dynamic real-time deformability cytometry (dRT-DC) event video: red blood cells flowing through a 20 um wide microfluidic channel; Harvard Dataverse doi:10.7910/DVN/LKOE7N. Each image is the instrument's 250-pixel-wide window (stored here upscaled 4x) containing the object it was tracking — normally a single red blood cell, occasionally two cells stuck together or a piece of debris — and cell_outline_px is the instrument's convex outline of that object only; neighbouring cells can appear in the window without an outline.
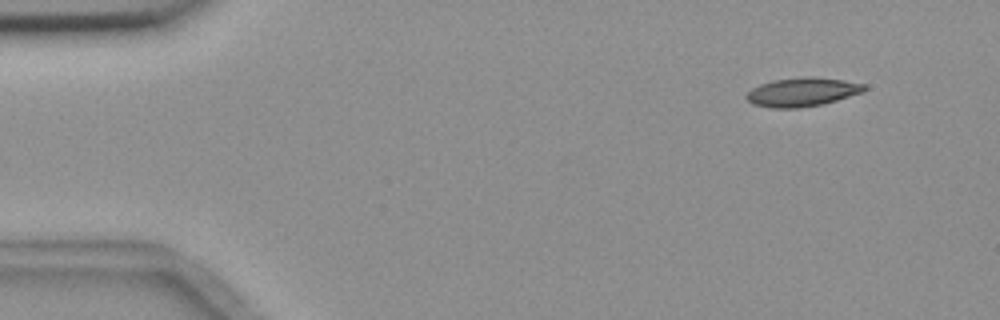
{"species": "common noctule bat (a hibernating species)", "species_latin": "Nyctalus noctula", "temperature_condition": "room temperature", "stored_images_in_passage": 4, "camera_frame_rate_fps": 3000, "um_per_image_px": 0.085, "animal": {"sex": "female", "body_mass_g": 18.4}, "frame": {"image": 1, "passage_image": 1, "time_ms": 0.0, "image_size_px": [1000, 320], "cell_outline_px": [[868, 88], [864, 92], [836, 100], [820, 104], [800, 108], [772, 108], [752, 104], [744, 96], [752, 88], [760, 84], [772, 80], [804, 76], [812, 76], [844, 80], [864, 84]], "centroid_in_image_um": [68.18, 7.81], "position_along_channel_um": 16.8, "area_um2": 19.88}}